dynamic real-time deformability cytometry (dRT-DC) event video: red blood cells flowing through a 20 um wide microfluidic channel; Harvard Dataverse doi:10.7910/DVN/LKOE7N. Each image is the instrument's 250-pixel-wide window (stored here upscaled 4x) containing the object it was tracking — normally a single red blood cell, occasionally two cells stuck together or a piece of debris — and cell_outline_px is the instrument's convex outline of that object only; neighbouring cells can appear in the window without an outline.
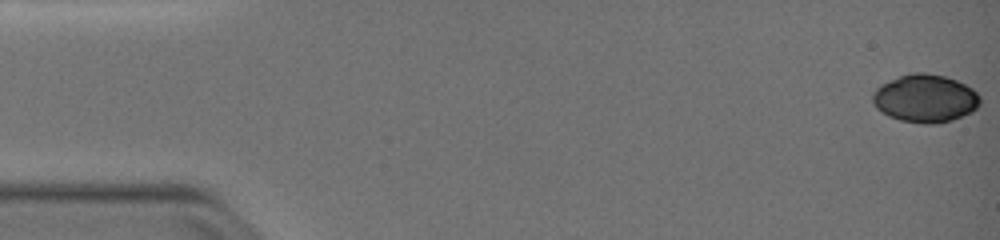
{"species": "common noctule bat (a hibernating species)", "species_latin": "Nyctalus noctula", "temperature_condition": "warm", "stored_images_in_passage": 52, "camera_frame_rate_fps": 3000, "um_per_image_px": 0.085, "animal": {"sex": "female", "body_mass_g": 19.0, "forearm_length_mm": 51.5}, "frame": {"image": 1, "passage_image": 1, "time_ms": 0.0, "image_size_px": [1000, 240], "cell_outline_px": [[980, 104], [972, 112], [952, 120], [936, 124], [924, 124], [900, 120], [888, 116], [876, 108], [872, 104], [872, 92], [880, 84], [900, 76], [912, 72], [924, 72], [944, 76], [956, 80], [972, 88], [980, 96]], "centroid_in_image_um": [78.62, 8.37], "position_along_channel_um": 6.4, "area_um2": 30.23}}
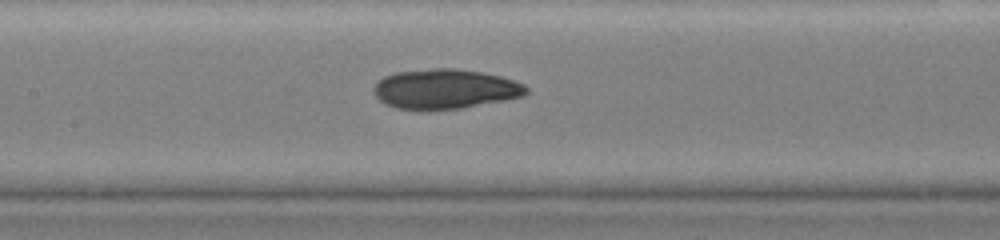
{"frame": {"image": 2, "passage_image": 26, "time_ms": 8.333, "image_size_px": [1000, 240], "cell_outline_px": [[528, 92], [524, 96], [464, 108], [428, 112], [396, 108], [384, 104], [372, 92], [372, 88], [384, 76], [396, 72], [432, 68], [456, 68], [480, 72], [500, 76], [516, 80], [524, 84], [528, 88]], "centroid_in_image_um": [37.82, 7.59], "position_along_channel_um": 169.6, "area_um2": 36.07}}
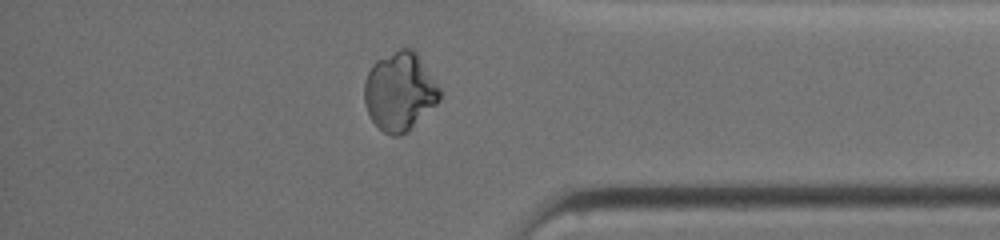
{"frame": {"image": 3, "passage_image": 45, "time_ms": 14.667, "image_size_px": [1000, 240], "cell_outline_px": [[440, 100], [408, 132], [400, 136], [392, 136], [384, 132], [372, 120], [364, 104], [364, 80], [372, 64], [376, 60], [400, 48], [412, 48], [416, 52], [440, 88]], "centroid_in_image_um": [33.96, 7.78], "position_along_channel_um": 401.2, "area_um2": 34.51}}